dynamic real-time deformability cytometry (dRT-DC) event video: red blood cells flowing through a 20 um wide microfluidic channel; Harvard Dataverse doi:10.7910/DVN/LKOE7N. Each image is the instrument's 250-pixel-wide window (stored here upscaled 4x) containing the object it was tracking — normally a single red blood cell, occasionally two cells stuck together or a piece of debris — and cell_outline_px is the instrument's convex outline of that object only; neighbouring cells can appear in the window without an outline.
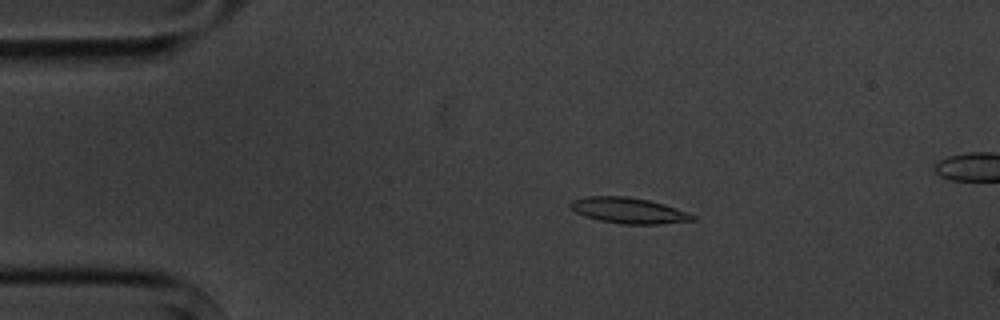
{"species": "common noctule bat (a hibernating species)", "species_latin": "Nyctalus noctula", "temperature_condition": "cold", "stored_images_in_passage": 6, "camera_frame_rate_fps": 3000, "um_per_image_px": 0.085, "animal": {"sex": "male", "body_mass_g": 20.1, "forearm_length_mm": 53.5}, "frame": {"image": 1, "passage_image": 4, "time_ms": 3.333, "image_size_px": [1000, 320], "cell_outline_px": [[696, 220], [660, 224], [624, 224], [600, 220], [584, 216], [576, 212], [568, 204], [572, 200], [588, 196], [628, 196], [648, 200], [664, 204], [696, 216]], "centroid_in_image_um": [53.42, 17.89], "position_along_channel_um": 31.6, "area_um2": 18.21}}